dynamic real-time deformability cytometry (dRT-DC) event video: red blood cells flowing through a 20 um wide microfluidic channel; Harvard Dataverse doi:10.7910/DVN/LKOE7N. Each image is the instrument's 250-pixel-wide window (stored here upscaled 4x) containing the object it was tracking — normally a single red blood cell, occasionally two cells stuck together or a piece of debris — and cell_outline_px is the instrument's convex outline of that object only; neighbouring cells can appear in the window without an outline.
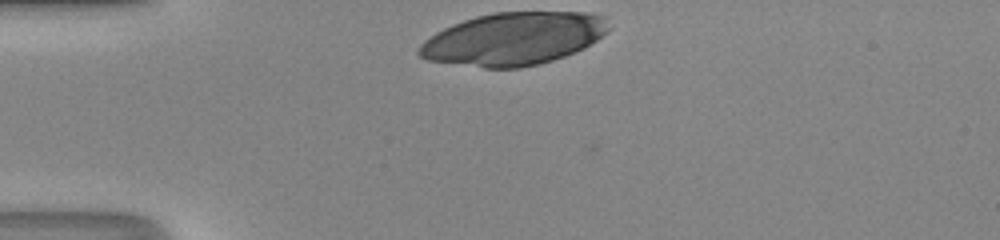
{"species": "human", "species_latin": "Homo sapiens", "temperature_condition": "room temperature", "stored_images_in_passage": 28, "camera_frame_rate_fps": 3000, "um_per_image_px": 0.085, "donor": {"sex": "male"}, "frame": {"image": 1, "passage_image": 1, "time_ms": 0.0, "image_size_px": [1000, 240], "cell_outline_px": [[608, 32], [584, 48], [564, 56], [540, 64], [520, 68], [484, 68], [428, 60], [420, 56], [416, 52], [420, 44], [424, 40], [436, 32], [452, 24], [476, 16], [496, 12], [588, 12], [604, 16], [608, 28]], "centroid_in_image_um": [43.63, 3.3], "position_along_channel_um": 41.4, "area_um2": 58.2}}